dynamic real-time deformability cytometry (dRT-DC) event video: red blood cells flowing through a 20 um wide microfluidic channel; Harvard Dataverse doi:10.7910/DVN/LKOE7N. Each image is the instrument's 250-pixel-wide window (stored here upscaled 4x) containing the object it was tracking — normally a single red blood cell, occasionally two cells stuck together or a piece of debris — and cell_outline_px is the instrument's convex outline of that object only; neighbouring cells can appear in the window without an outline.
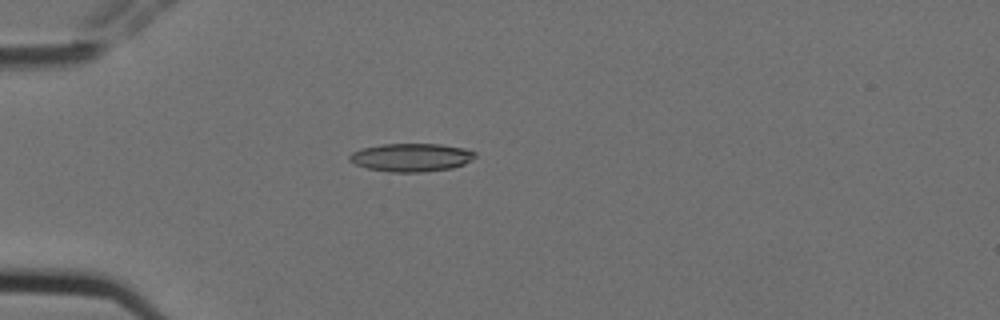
{"species": "Egyptian fruit bat (a non-hibernating species)", "species_latin": "Rousettus aegyptiacus", "temperature_condition": "cold", "stored_images_in_passage": 4, "camera_frame_rate_fps": 3000, "um_per_image_px": 0.085, "animal": {"sex": "female"}, "frame": {"image": 1, "passage_image": 4, "time_ms": 1.0, "image_size_px": [1000, 320], "cell_outline_px": [[476, 156], [472, 160], [464, 164], [452, 168], [420, 172], [388, 172], [368, 168], [356, 164], [348, 160], [348, 156], [352, 152], [360, 148], [380, 144], [440, 144], [464, 148], [476, 152]], "centroid_in_image_um": [34.94, 13.37], "position_along_channel_um": 50.1, "area_um2": 20.75}}